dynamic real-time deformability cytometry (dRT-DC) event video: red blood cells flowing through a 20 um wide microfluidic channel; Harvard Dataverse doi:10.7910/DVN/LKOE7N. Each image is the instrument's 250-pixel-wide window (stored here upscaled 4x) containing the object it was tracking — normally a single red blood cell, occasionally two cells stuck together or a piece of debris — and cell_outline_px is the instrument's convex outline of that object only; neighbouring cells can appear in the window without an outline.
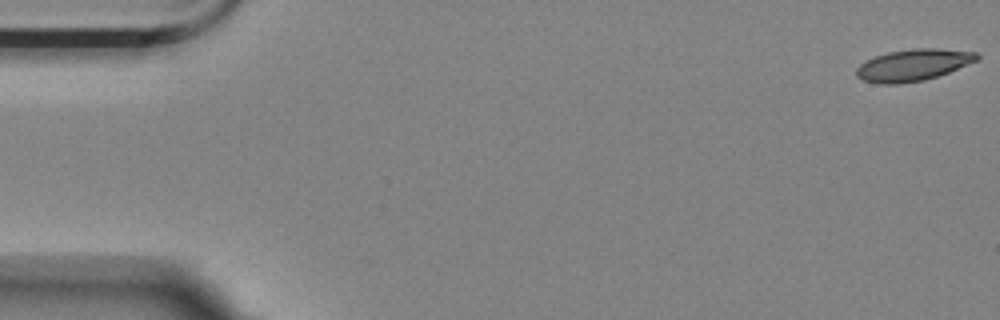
{"species": "Egyptian fruit bat (a non-hibernating species)", "species_latin": "Rousettus aegyptiacus", "temperature_condition": "room temperature", "stored_images_in_passage": 10, "camera_frame_rate_fps": 3000, "um_per_image_px": 0.085, "animal": {"sex": "female"}, "frame": {"image": 1, "passage_image": 1, "time_ms": 0.0, "image_size_px": [1000, 320], "cell_outline_px": [[980, 56], [976, 60], [948, 72], [924, 80], [896, 84], [880, 84], [864, 80], [856, 76], [856, 68], [860, 64], [876, 56], [888, 52], [912, 48], [936, 48], [976, 52]], "centroid_in_image_um": [77.59, 5.52], "position_along_channel_um": 7.4, "area_um2": 21.96}}